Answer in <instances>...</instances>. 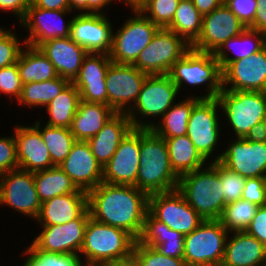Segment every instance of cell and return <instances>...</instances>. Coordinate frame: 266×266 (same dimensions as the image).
<instances>
[{
	"mask_svg": "<svg viewBox=\"0 0 266 266\" xmlns=\"http://www.w3.org/2000/svg\"><path fill=\"white\" fill-rule=\"evenodd\" d=\"M90 217L124 229L136 240L140 237L149 211V195L136 186L101 182L87 193Z\"/></svg>",
	"mask_w": 266,
	"mask_h": 266,
	"instance_id": "obj_1",
	"label": "cell"
},
{
	"mask_svg": "<svg viewBox=\"0 0 266 266\" xmlns=\"http://www.w3.org/2000/svg\"><path fill=\"white\" fill-rule=\"evenodd\" d=\"M137 188L148 195L177 189L179 176L173 171L164 138L141 128Z\"/></svg>",
	"mask_w": 266,
	"mask_h": 266,
	"instance_id": "obj_2",
	"label": "cell"
},
{
	"mask_svg": "<svg viewBox=\"0 0 266 266\" xmlns=\"http://www.w3.org/2000/svg\"><path fill=\"white\" fill-rule=\"evenodd\" d=\"M177 190L203 218L219 220L224 209L220 162L213 161L207 169H197L179 177Z\"/></svg>",
	"mask_w": 266,
	"mask_h": 266,
	"instance_id": "obj_3",
	"label": "cell"
},
{
	"mask_svg": "<svg viewBox=\"0 0 266 266\" xmlns=\"http://www.w3.org/2000/svg\"><path fill=\"white\" fill-rule=\"evenodd\" d=\"M136 239L124 229L110 226L89 217L80 253L86 265L108 266L113 261L128 256Z\"/></svg>",
	"mask_w": 266,
	"mask_h": 266,
	"instance_id": "obj_4",
	"label": "cell"
},
{
	"mask_svg": "<svg viewBox=\"0 0 266 266\" xmlns=\"http://www.w3.org/2000/svg\"><path fill=\"white\" fill-rule=\"evenodd\" d=\"M217 99L237 138L258 135L266 113V92L222 89Z\"/></svg>",
	"mask_w": 266,
	"mask_h": 266,
	"instance_id": "obj_5",
	"label": "cell"
},
{
	"mask_svg": "<svg viewBox=\"0 0 266 266\" xmlns=\"http://www.w3.org/2000/svg\"><path fill=\"white\" fill-rule=\"evenodd\" d=\"M168 76L180 90L182 83L190 85L207 84V92L201 99L217 98L222 87V70L213 53L190 48L170 69ZM209 88V90H208Z\"/></svg>",
	"mask_w": 266,
	"mask_h": 266,
	"instance_id": "obj_6",
	"label": "cell"
},
{
	"mask_svg": "<svg viewBox=\"0 0 266 266\" xmlns=\"http://www.w3.org/2000/svg\"><path fill=\"white\" fill-rule=\"evenodd\" d=\"M147 75L134 65L115 62H111L106 74L107 105L116 113H127L133 128L150 129L154 125L137 120L132 107L125 108L129 101L136 102Z\"/></svg>",
	"mask_w": 266,
	"mask_h": 266,
	"instance_id": "obj_7",
	"label": "cell"
},
{
	"mask_svg": "<svg viewBox=\"0 0 266 266\" xmlns=\"http://www.w3.org/2000/svg\"><path fill=\"white\" fill-rule=\"evenodd\" d=\"M227 234L229 231L219 220H204L184 236L186 266H219L224 257Z\"/></svg>",
	"mask_w": 266,
	"mask_h": 266,
	"instance_id": "obj_8",
	"label": "cell"
},
{
	"mask_svg": "<svg viewBox=\"0 0 266 266\" xmlns=\"http://www.w3.org/2000/svg\"><path fill=\"white\" fill-rule=\"evenodd\" d=\"M129 18L122 28L112 34V47L109 57L112 62L133 65L139 54L151 42L159 26L145 17L139 10Z\"/></svg>",
	"mask_w": 266,
	"mask_h": 266,
	"instance_id": "obj_9",
	"label": "cell"
},
{
	"mask_svg": "<svg viewBox=\"0 0 266 266\" xmlns=\"http://www.w3.org/2000/svg\"><path fill=\"white\" fill-rule=\"evenodd\" d=\"M190 48L175 32L160 28L133 65L148 75L168 74Z\"/></svg>",
	"mask_w": 266,
	"mask_h": 266,
	"instance_id": "obj_10",
	"label": "cell"
},
{
	"mask_svg": "<svg viewBox=\"0 0 266 266\" xmlns=\"http://www.w3.org/2000/svg\"><path fill=\"white\" fill-rule=\"evenodd\" d=\"M148 212L183 236L193 232L204 221L177 189L149 195Z\"/></svg>",
	"mask_w": 266,
	"mask_h": 266,
	"instance_id": "obj_11",
	"label": "cell"
},
{
	"mask_svg": "<svg viewBox=\"0 0 266 266\" xmlns=\"http://www.w3.org/2000/svg\"><path fill=\"white\" fill-rule=\"evenodd\" d=\"M213 161L221 162L246 179L266 177V139L258 136L236 138Z\"/></svg>",
	"mask_w": 266,
	"mask_h": 266,
	"instance_id": "obj_12",
	"label": "cell"
},
{
	"mask_svg": "<svg viewBox=\"0 0 266 266\" xmlns=\"http://www.w3.org/2000/svg\"><path fill=\"white\" fill-rule=\"evenodd\" d=\"M89 217L90 212L87 209L78 219L63 225L43 226V231L27 249L79 255Z\"/></svg>",
	"mask_w": 266,
	"mask_h": 266,
	"instance_id": "obj_13",
	"label": "cell"
},
{
	"mask_svg": "<svg viewBox=\"0 0 266 266\" xmlns=\"http://www.w3.org/2000/svg\"><path fill=\"white\" fill-rule=\"evenodd\" d=\"M141 128H133L118 145L103 167V182L111 185L137 187L140 161Z\"/></svg>",
	"mask_w": 266,
	"mask_h": 266,
	"instance_id": "obj_14",
	"label": "cell"
},
{
	"mask_svg": "<svg viewBox=\"0 0 266 266\" xmlns=\"http://www.w3.org/2000/svg\"><path fill=\"white\" fill-rule=\"evenodd\" d=\"M1 203L36 219L41 209V202L37 195L33 173L16 169L0 174Z\"/></svg>",
	"mask_w": 266,
	"mask_h": 266,
	"instance_id": "obj_15",
	"label": "cell"
},
{
	"mask_svg": "<svg viewBox=\"0 0 266 266\" xmlns=\"http://www.w3.org/2000/svg\"><path fill=\"white\" fill-rule=\"evenodd\" d=\"M247 27L225 5L203 16L202 30L192 49L214 53L230 38L238 36Z\"/></svg>",
	"mask_w": 266,
	"mask_h": 266,
	"instance_id": "obj_16",
	"label": "cell"
},
{
	"mask_svg": "<svg viewBox=\"0 0 266 266\" xmlns=\"http://www.w3.org/2000/svg\"><path fill=\"white\" fill-rule=\"evenodd\" d=\"M217 106H220L217 98L200 99L193 106L188 121L186 135L206 160L219 138Z\"/></svg>",
	"mask_w": 266,
	"mask_h": 266,
	"instance_id": "obj_17",
	"label": "cell"
},
{
	"mask_svg": "<svg viewBox=\"0 0 266 266\" xmlns=\"http://www.w3.org/2000/svg\"><path fill=\"white\" fill-rule=\"evenodd\" d=\"M227 83L231 87L227 88ZM222 87L231 91L266 92V46L249 57L229 63L222 70Z\"/></svg>",
	"mask_w": 266,
	"mask_h": 266,
	"instance_id": "obj_18",
	"label": "cell"
},
{
	"mask_svg": "<svg viewBox=\"0 0 266 266\" xmlns=\"http://www.w3.org/2000/svg\"><path fill=\"white\" fill-rule=\"evenodd\" d=\"M112 34V25L102 13H79L71 19L70 37L88 53L109 54Z\"/></svg>",
	"mask_w": 266,
	"mask_h": 266,
	"instance_id": "obj_19",
	"label": "cell"
},
{
	"mask_svg": "<svg viewBox=\"0 0 266 266\" xmlns=\"http://www.w3.org/2000/svg\"><path fill=\"white\" fill-rule=\"evenodd\" d=\"M76 187L88 193L103 182V167L93 155L87 141H76L66 159L58 166Z\"/></svg>",
	"mask_w": 266,
	"mask_h": 266,
	"instance_id": "obj_20",
	"label": "cell"
},
{
	"mask_svg": "<svg viewBox=\"0 0 266 266\" xmlns=\"http://www.w3.org/2000/svg\"><path fill=\"white\" fill-rule=\"evenodd\" d=\"M109 54L88 53L84 58L78 75L72 81L86 102L107 105L106 74L111 64Z\"/></svg>",
	"mask_w": 266,
	"mask_h": 266,
	"instance_id": "obj_21",
	"label": "cell"
},
{
	"mask_svg": "<svg viewBox=\"0 0 266 266\" xmlns=\"http://www.w3.org/2000/svg\"><path fill=\"white\" fill-rule=\"evenodd\" d=\"M71 10H49L35 7L30 3L27 13L21 24L26 25L29 37L23 41L26 45L39 47L42 43L55 39L70 36L71 20L64 23L62 15ZM53 18V19H52ZM50 19V20H49ZM58 22H54V20ZM54 22V23H53Z\"/></svg>",
	"mask_w": 266,
	"mask_h": 266,
	"instance_id": "obj_22",
	"label": "cell"
},
{
	"mask_svg": "<svg viewBox=\"0 0 266 266\" xmlns=\"http://www.w3.org/2000/svg\"><path fill=\"white\" fill-rule=\"evenodd\" d=\"M178 92L168 74L147 75L134 109L143 117L162 116L172 107Z\"/></svg>",
	"mask_w": 266,
	"mask_h": 266,
	"instance_id": "obj_23",
	"label": "cell"
},
{
	"mask_svg": "<svg viewBox=\"0 0 266 266\" xmlns=\"http://www.w3.org/2000/svg\"><path fill=\"white\" fill-rule=\"evenodd\" d=\"M14 136L18 169L35 173L54 167L43 137L35 126H16Z\"/></svg>",
	"mask_w": 266,
	"mask_h": 266,
	"instance_id": "obj_24",
	"label": "cell"
},
{
	"mask_svg": "<svg viewBox=\"0 0 266 266\" xmlns=\"http://www.w3.org/2000/svg\"><path fill=\"white\" fill-rule=\"evenodd\" d=\"M38 48L51 61L58 76L70 82L78 75L82 62L88 55V52L70 36L48 40Z\"/></svg>",
	"mask_w": 266,
	"mask_h": 266,
	"instance_id": "obj_25",
	"label": "cell"
},
{
	"mask_svg": "<svg viewBox=\"0 0 266 266\" xmlns=\"http://www.w3.org/2000/svg\"><path fill=\"white\" fill-rule=\"evenodd\" d=\"M88 209L86 192H74L55 196L41 203V209L36 219L43 226L63 225L78 219Z\"/></svg>",
	"mask_w": 266,
	"mask_h": 266,
	"instance_id": "obj_26",
	"label": "cell"
},
{
	"mask_svg": "<svg viewBox=\"0 0 266 266\" xmlns=\"http://www.w3.org/2000/svg\"><path fill=\"white\" fill-rule=\"evenodd\" d=\"M132 129V120L127 113H116L93 138L87 141L102 167L111 159L120 142Z\"/></svg>",
	"mask_w": 266,
	"mask_h": 266,
	"instance_id": "obj_27",
	"label": "cell"
},
{
	"mask_svg": "<svg viewBox=\"0 0 266 266\" xmlns=\"http://www.w3.org/2000/svg\"><path fill=\"white\" fill-rule=\"evenodd\" d=\"M137 241L156 248L165 256L183 259L184 236L159 222L149 212L145 216L143 230Z\"/></svg>",
	"mask_w": 266,
	"mask_h": 266,
	"instance_id": "obj_28",
	"label": "cell"
},
{
	"mask_svg": "<svg viewBox=\"0 0 266 266\" xmlns=\"http://www.w3.org/2000/svg\"><path fill=\"white\" fill-rule=\"evenodd\" d=\"M226 241L223 265L226 266H264L266 246L246 231L233 232Z\"/></svg>",
	"mask_w": 266,
	"mask_h": 266,
	"instance_id": "obj_29",
	"label": "cell"
},
{
	"mask_svg": "<svg viewBox=\"0 0 266 266\" xmlns=\"http://www.w3.org/2000/svg\"><path fill=\"white\" fill-rule=\"evenodd\" d=\"M115 114L109 105L81 100L69 129L76 141H88Z\"/></svg>",
	"mask_w": 266,
	"mask_h": 266,
	"instance_id": "obj_30",
	"label": "cell"
},
{
	"mask_svg": "<svg viewBox=\"0 0 266 266\" xmlns=\"http://www.w3.org/2000/svg\"><path fill=\"white\" fill-rule=\"evenodd\" d=\"M27 51H21L17 68L22 84L43 82L58 77L47 56L38 48L27 45Z\"/></svg>",
	"mask_w": 266,
	"mask_h": 266,
	"instance_id": "obj_31",
	"label": "cell"
},
{
	"mask_svg": "<svg viewBox=\"0 0 266 266\" xmlns=\"http://www.w3.org/2000/svg\"><path fill=\"white\" fill-rule=\"evenodd\" d=\"M164 139L167 144L171 167L179 177L203 168L206 159L199 153L187 135Z\"/></svg>",
	"mask_w": 266,
	"mask_h": 266,
	"instance_id": "obj_32",
	"label": "cell"
},
{
	"mask_svg": "<svg viewBox=\"0 0 266 266\" xmlns=\"http://www.w3.org/2000/svg\"><path fill=\"white\" fill-rule=\"evenodd\" d=\"M252 38L256 40V42H254L253 44H252L253 42ZM250 41L252 42L250 43ZM247 44L251 45L247 46ZM265 46H266V35L264 33L252 30L250 28H246L238 36L232 37L228 41L223 43L213 53V55L214 58L219 62L221 70H223L229 63L237 61L239 59H243L245 57H249L254 53H257L258 51L262 50ZM226 49H231L236 51L235 56L227 57L225 52Z\"/></svg>",
	"mask_w": 266,
	"mask_h": 266,
	"instance_id": "obj_33",
	"label": "cell"
},
{
	"mask_svg": "<svg viewBox=\"0 0 266 266\" xmlns=\"http://www.w3.org/2000/svg\"><path fill=\"white\" fill-rule=\"evenodd\" d=\"M37 195L41 203L55 196L85 192L76 187L71 178L58 166L33 173Z\"/></svg>",
	"mask_w": 266,
	"mask_h": 266,
	"instance_id": "obj_34",
	"label": "cell"
},
{
	"mask_svg": "<svg viewBox=\"0 0 266 266\" xmlns=\"http://www.w3.org/2000/svg\"><path fill=\"white\" fill-rule=\"evenodd\" d=\"M201 98H187L186 100L179 102V104H173L172 107L162 115V122L157 125H153L150 129L158 136L162 138L179 137L187 134L188 121L193 109V106Z\"/></svg>",
	"mask_w": 266,
	"mask_h": 266,
	"instance_id": "obj_35",
	"label": "cell"
},
{
	"mask_svg": "<svg viewBox=\"0 0 266 266\" xmlns=\"http://www.w3.org/2000/svg\"><path fill=\"white\" fill-rule=\"evenodd\" d=\"M203 15L194 6L192 0H181L167 29L175 32L189 46L200 36Z\"/></svg>",
	"mask_w": 266,
	"mask_h": 266,
	"instance_id": "obj_36",
	"label": "cell"
},
{
	"mask_svg": "<svg viewBox=\"0 0 266 266\" xmlns=\"http://www.w3.org/2000/svg\"><path fill=\"white\" fill-rule=\"evenodd\" d=\"M81 101L80 93L70 82L47 107L50 118L46 125L51 127L70 128L74 115Z\"/></svg>",
	"mask_w": 266,
	"mask_h": 266,
	"instance_id": "obj_37",
	"label": "cell"
},
{
	"mask_svg": "<svg viewBox=\"0 0 266 266\" xmlns=\"http://www.w3.org/2000/svg\"><path fill=\"white\" fill-rule=\"evenodd\" d=\"M70 83L64 77L58 76L55 79L23 84L22 93L18 99L19 105L23 103L29 106H48ZM22 103V104H21Z\"/></svg>",
	"mask_w": 266,
	"mask_h": 266,
	"instance_id": "obj_38",
	"label": "cell"
},
{
	"mask_svg": "<svg viewBox=\"0 0 266 266\" xmlns=\"http://www.w3.org/2000/svg\"><path fill=\"white\" fill-rule=\"evenodd\" d=\"M34 126L40 131L44 143L46 144L52 164L59 166L69 155L72 146L76 142L69 128L51 127L45 125L44 129L40 128V122L37 121Z\"/></svg>",
	"mask_w": 266,
	"mask_h": 266,
	"instance_id": "obj_39",
	"label": "cell"
},
{
	"mask_svg": "<svg viewBox=\"0 0 266 266\" xmlns=\"http://www.w3.org/2000/svg\"><path fill=\"white\" fill-rule=\"evenodd\" d=\"M258 207L247 200L239 199L225 205L219 221L229 232L245 231Z\"/></svg>",
	"mask_w": 266,
	"mask_h": 266,
	"instance_id": "obj_40",
	"label": "cell"
},
{
	"mask_svg": "<svg viewBox=\"0 0 266 266\" xmlns=\"http://www.w3.org/2000/svg\"><path fill=\"white\" fill-rule=\"evenodd\" d=\"M181 0H149L139 11L160 28H167ZM150 12V16L146 13Z\"/></svg>",
	"mask_w": 266,
	"mask_h": 266,
	"instance_id": "obj_41",
	"label": "cell"
},
{
	"mask_svg": "<svg viewBox=\"0 0 266 266\" xmlns=\"http://www.w3.org/2000/svg\"><path fill=\"white\" fill-rule=\"evenodd\" d=\"M30 254L24 266H82L79 255L57 254L41 250H26Z\"/></svg>",
	"mask_w": 266,
	"mask_h": 266,
	"instance_id": "obj_42",
	"label": "cell"
},
{
	"mask_svg": "<svg viewBox=\"0 0 266 266\" xmlns=\"http://www.w3.org/2000/svg\"><path fill=\"white\" fill-rule=\"evenodd\" d=\"M133 252L138 256L141 266H186L184 259L165 256L156 248L135 241Z\"/></svg>",
	"mask_w": 266,
	"mask_h": 266,
	"instance_id": "obj_43",
	"label": "cell"
},
{
	"mask_svg": "<svg viewBox=\"0 0 266 266\" xmlns=\"http://www.w3.org/2000/svg\"><path fill=\"white\" fill-rule=\"evenodd\" d=\"M220 181L223 187L224 207L241 199L246 178L229 170L220 162Z\"/></svg>",
	"mask_w": 266,
	"mask_h": 266,
	"instance_id": "obj_44",
	"label": "cell"
},
{
	"mask_svg": "<svg viewBox=\"0 0 266 266\" xmlns=\"http://www.w3.org/2000/svg\"><path fill=\"white\" fill-rule=\"evenodd\" d=\"M20 43L14 33L3 31L0 34V69L18 61L21 53Z\"/></svg>",
	"mask_w": 266,
	"mask_h": 266,
	"instance_id": "obj_45",
	"label": "cell"
},
{
	"mask_svg": "<svg viewBox=\"0 0 266 266\" xmlns=\"http://www.w3.org/2000/svg\"><path fill=\"white\" fill-rule=\"evenodd\" d=\"M22 81L19 76L17 63L0 69V92L13 95L19 99L22 93Z\"/></svg>",
	"mask_w": 266,
	"mask_h": 266,
	"instance_id": "obj_46",
	"label": "cell"
},
{
	"mask_svg": "<svg viewBox=\"0 0 266 266\" xmlns=\"http://www.w3.org/2000/svg\"><path fill=\"white\" fill-rule=\"evenodd\" d=\"M224 4L247 28L254 22L257 0H225Z\"/></svg>",
	"mask_w": 266,
	"mask_h": 266,
	"instance_id": "obj_47",
	"label": "cell"
},
{
	"mask_svg": "<svg viewBox=\"0 0 266 266\" xmlns=\"http://www.w3.org/2000/svg\"><path fill=\"white\" fill-rule=\"evenodd\" d=\"M18 169L15 136L0 138V174Z\"/></svg>",
	"mask_w": 266,
	"mask_h": 266,
	"instance_id": "obj_48",
	"label": "cell"
},
{
	"mask_svg": "<svg viewBox=\"0 0 266 266\" xmlns=\"http://www.w3.org/2000/svg\"><path fill=\"white\" fill-rule=\"evenodd\" d=\"M241 199L259 207L266 205V177L246 179Z\"/></svg>",
	"mask_w": 266,
	"mask_h": 266,
	"instance_id": "obj_49",
	"label": "cell"
},
{
	"mask_svg": "<svg viewBox=\"0 0 266 266\" xmlns=\"http://www.w3.org/2000/svg\"><path fill=\"white\" fill-rule=\"evenodd\" d=\"M245 231L266 246V205L258 207L256 215Z\"/></svg>",
	"mask_w": 266,
	"mask_h": 266,
	"instance_id": "obj_50",
	"label": "cell"
},
{
	"mask_svg": "<svg viewBox=\"0 0 266 266\" xmlns=\"http://www.w3.org/2000/svg\"><path fill=\"white\" fill-rule=\"evenodd\" d=\"M30 3L31 0H0V9L11 10L21 22L27 13Z\"/></svg>",
	"mask_w": 266,
	"mask_h": 266,
	"instance_id": "obj_51",
	"label": "cell"
},
{
	"mask_svg": "<svg viewBox=\"0 0 266 266\" xmlns=\"http://www.w3.org/2000/svg\"><path fill=\"white\" fill-rule=\"evenodd\" d=\"M257 2L258 9L255 14L254 22L248 28L266 35V0H257Z\"/></svg>",
	"mask_w": 266,
	"mask_h": 266,
	"instance_id": "obj_52",
	"label": "cell"
},
{
	"mask_svg": "<svg viewBox=\"0 0 266 266\" xmlns=\"http://www.w3.org/2000/svg\"><path fill=\"white\" fill-rule=\"evenodd\" d=\"M31 3L42 9L69 10V0H31Z\"/></svg>",
	"mask_w": 266,
	"mask_h": 266,
	"instance_id": "obj_53",
	"label": "cell"
},
{
	"mask_svg": "<svg viewBox=\"0 0 266 266\" xmlns=\"http://www.w3.org/2000/svg\"><path fill=\"white\" fill-rule=\"evenodd\" d=\"M197 10L204 16L223 5L225 0H192Z\"/></svg>",
	"mask_w": 266,
	"mask_h": 266,
	"instance_id": "obj_54",
	"label": "cell"
},
{
	"mask_svg": "<svg viewBox=\"0 0 266 266\" xmlns=\"http://www.w3.org/2000/svg\"><path fill=\"white\" fill-rule=\"evenodd\" d=\"M108 266H141L138 256L132 251L128 256L119 258Z\"/></svg>",
	"mask_w": 266,
	"mask_h": 266,
	"instance_id": "obj_55",
	"label": "cell"
},
{
	"mask_svg": "<svg viewBox=\"0 0 266 266\" xmlns=\"http://www.w3.org/2000/svg\"><path fill=\"white\" fill-rule=\"evenodd\" d=\"M110 2L111 0H87V13L100 14L101 8Z\"/></svg>",
	"mask_w": 266,
	"mask_h": 266,
	"instance_id": "obj_56",
	"label": "cell"
},
{
	"mask_svg": "<svg viewBox=\"0 0 266 266\" xmlns=\"http://www.w3.org/2000/svg\"><path fill=\"white\" fill-rule=\"evenodd\" d=\"M77 9L79 11H86L81 13H87V0H69V10Z\"/></svg>",
	"mask_w": 266,
	"mask_h": 266,
	"instance_id": "obj_57",
	"label": "cell"
},
{
	"mask_svg": "<svg viewBox=\"0 0 266 266\" xmlns=\"http://www.w3.org/2000/svg\"><path fill=\"white\" fill-rule=\"evenodd\" d=\"M149 0H124V3H127L131 6L132 11L140 10Z\"/></svg>",
	"mask_w": 266,
	"mask_h": 266,
	"instance_id": "obj_58",
	"label": "cell"
},
{
	"mask_svg": "<svg viewBox=\"0 0 266 266\" xmlns=\"http://www.w3.org/2000/svg\"><path fill=\"white\" fill-rule=\"evenodd\" d=\"M258 137L266 139V113L264 114L263 119L261 120L260 128L258 131Z\"/></svg>",
	"mask_w": 266,
	"mask_h": 266,
	"instance_id": "obj_59",
	"label": "cell"
},
{
	"mask_svg": "<svg viewBox=\"0 0 266 266\" xmlns=\"http://www.w3.org/2000/svg\"><path fill=\"white\" fill-rule=\"evenodd\" d=\"M82 266H98V265H86V264H84V265H82Z\"/></svg>",
	"mask_w": 266,
	"mask_h": 266,
	"instance_id": "obj_60",
	"label": "cell"
}]
</instances>
